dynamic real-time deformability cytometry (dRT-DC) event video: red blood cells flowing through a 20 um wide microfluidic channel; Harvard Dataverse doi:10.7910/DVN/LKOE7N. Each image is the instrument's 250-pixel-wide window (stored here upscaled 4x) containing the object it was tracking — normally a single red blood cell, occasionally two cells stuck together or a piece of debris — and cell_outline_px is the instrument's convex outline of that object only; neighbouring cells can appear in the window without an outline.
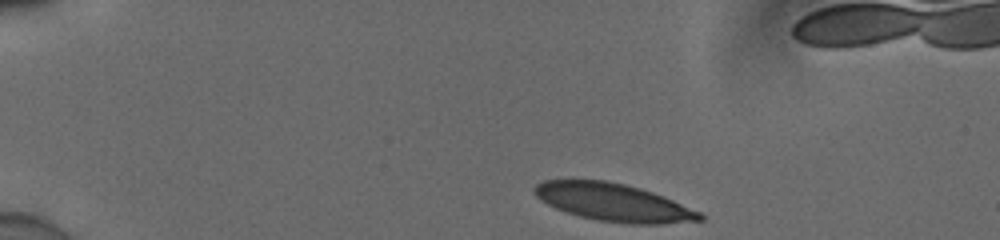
{"species": "human", "species_latin": "Homo sapiens", "temperature_condition": "cold", "stored_images_in_passage": 45, "segment_of_instrument_passage": [1, 2], "camera_frame_rate_fps": 3000, "um_per_image_px": 0.085, "donor": {"sex": "male"}, "frame": {"image": 1, "passage_image": 1, "time_ms": 0.0, "image_size_px": [1000, 240], "cell_outline_px": [[704, 220], [660, 224], [628, 224], [600, 220], [580, 216], [556, 208], [540, 200], [532, 192], [532, 188], [536, 184], [544, 180], [604, 180], [624, 184], [640, 188], [664, 196], [700, 212], [704, 216]], "centroid_in_image_um": [52.13, 17.2], "position_along_channel_um": 32.9, "area_um2": 36.18}}
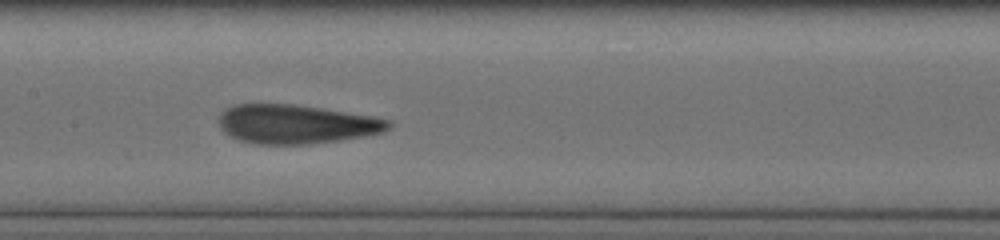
{"frame": {"image": 2, "passage_image": 19, "time_ms": 6.0, "image_size_px": [1000, 240], "cell_outline_px": [[392, 124], [384, 132], [364, 136], [308, 144], [256, 144], [236, 140], [224, 132], [220, 128], [216, 120], [220, 112], [224, 108], [236, 104], [292, 104], [320, 108], [372, 116], [392, 120]], "centroid_in_image_um": [25.1, 10.55], "position_along_channel_um": 182.3, "area_um2": 38.78}}
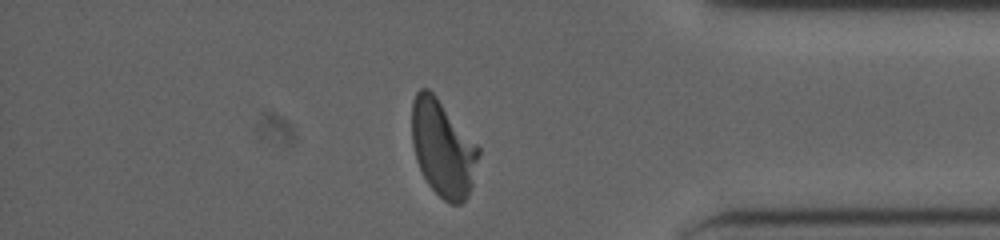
{"frame": {"image": 3, "passage_image": 37, "time_ms": 12.0, "image_size_px": [1000, 240], "cell_outline_px": [[480, 152], [472, 188], [468, 196], [460, 204], [448, 204], [428, 184], [416, 160], [412, 144], [412, 100], [416, 92], [420, 88], [428, 88], [436, 96], [480, 148]], "centroid_in_image_um": [37.64, 12.62], "position_along_channel_um": 397.6, "area_um2": 37.4}}